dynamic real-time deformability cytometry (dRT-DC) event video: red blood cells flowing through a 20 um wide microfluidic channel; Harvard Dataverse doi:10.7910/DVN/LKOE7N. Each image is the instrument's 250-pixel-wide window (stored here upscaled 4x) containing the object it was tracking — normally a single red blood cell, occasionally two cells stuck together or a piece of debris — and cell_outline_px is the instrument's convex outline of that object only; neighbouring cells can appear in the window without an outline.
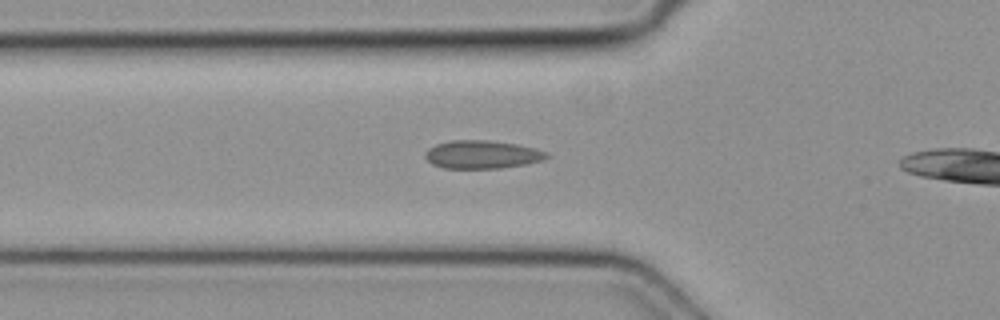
{"species": "common noctule bat (a hibernating species)", "species_latin": "Nyctalus noctula", "temperature_condition": "cold", "stored_images_in_passage": 5, "camera_frame_rate_fps": 3000, "um_per_image_px": 0.085, "animal": {"sex": "female", "body_mass_g": 19.3, "forearm_length_mm": 54.1}, "frame": {"image": 1, "passage_image": 4, "time_ms": 1.0, "image_size_px": [1000, 320], "cell_outline_px": [[548, 156], [544, 160], [524, 164], [500, 168], [444, 168], [432, 164], [424, 156], [424, 152], [428, 148], [436, 144], [452, 140], [488, 140], [516, 144], [548, 152]], "centroid_in_image_um": [40.94, 13.13], "position_along_channel_um": 84.9, "area_um2": 19.83}}